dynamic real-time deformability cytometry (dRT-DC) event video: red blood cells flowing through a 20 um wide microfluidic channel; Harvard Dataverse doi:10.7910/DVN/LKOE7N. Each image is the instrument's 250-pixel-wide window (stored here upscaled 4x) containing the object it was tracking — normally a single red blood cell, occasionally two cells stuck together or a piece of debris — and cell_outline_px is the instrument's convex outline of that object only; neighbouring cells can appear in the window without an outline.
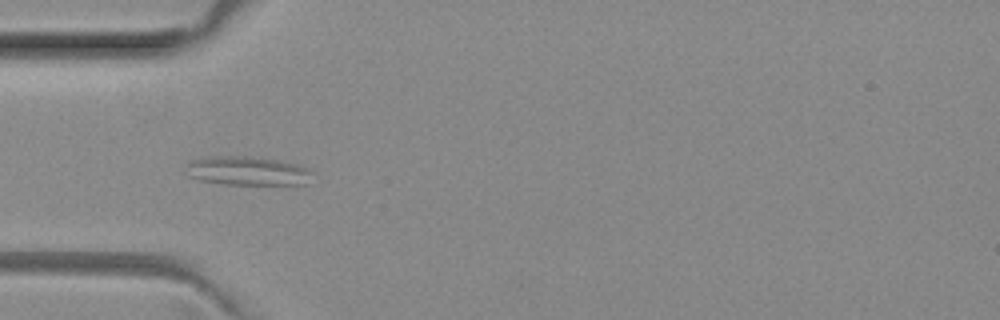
{"species": "common noctule bat (a hibernating species)", "species_latin": "Nyctalus noctula", "temperature_condition": "room temperature", "stored_images_in_passage": 8, "camera_frame_rate_fps": 3000, "um_per_image_px": 0.085, "animal": {"sex": "female", "body_mass_g": 29.2, "forearm_length_mm": 56.3}, "frame": {"image": 1, "passage_image": 5, "time_ms": 1.333, "image_size_px": [1000, 320], "cell_outline_px": [[316, 172], [308, 184], [224, 184], [200, 180], [188, 176], [188, 160], [208, 156], [248, 156], [276, 160], [300, 164]], "centroid_in_image_um": [21.09, 14.52], "position_along_channel_um": 63.9, "area_um2": 21.56}}
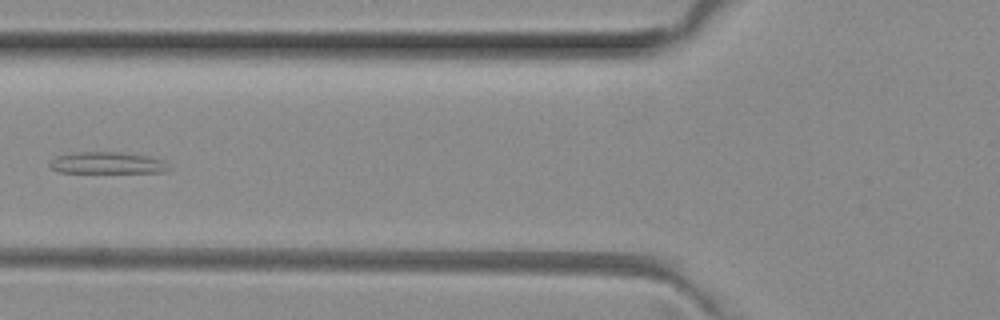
{"frame": {"image": 2, "passage_image": 6, "time_ms": 1.667, "image_size_px": [1000, 320], "cell_outline_px": [[172, 168], [164, 172], [60, 172], [52, 168], [48, 164], [56, 156], [72, 152], [124, 152], [152, 156], [164, 160]], "centroid_in_image_um": [9.18, 13.83], "position_along_channel_um": 116.6, "area_um2": 15.2}}
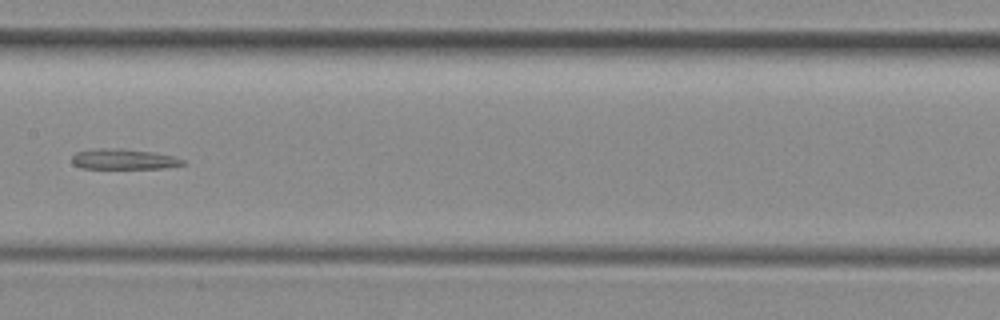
{"frame": {"image": 3, "passage_image": 8, "time_ms": 2.333, "image_size_px": [1000, 320], "cell_outline_px": [[188, 164], [164, 168], [80, 168], [72, 164], [72, 156], [76, 152], [96, 148], [124, 148], [152, 152], [172, 156], [184, 160]], "centroid_in_image_um": [10.5, 13.52], "position_along_channel_um": 196.9, "area_um2": 13.29}}